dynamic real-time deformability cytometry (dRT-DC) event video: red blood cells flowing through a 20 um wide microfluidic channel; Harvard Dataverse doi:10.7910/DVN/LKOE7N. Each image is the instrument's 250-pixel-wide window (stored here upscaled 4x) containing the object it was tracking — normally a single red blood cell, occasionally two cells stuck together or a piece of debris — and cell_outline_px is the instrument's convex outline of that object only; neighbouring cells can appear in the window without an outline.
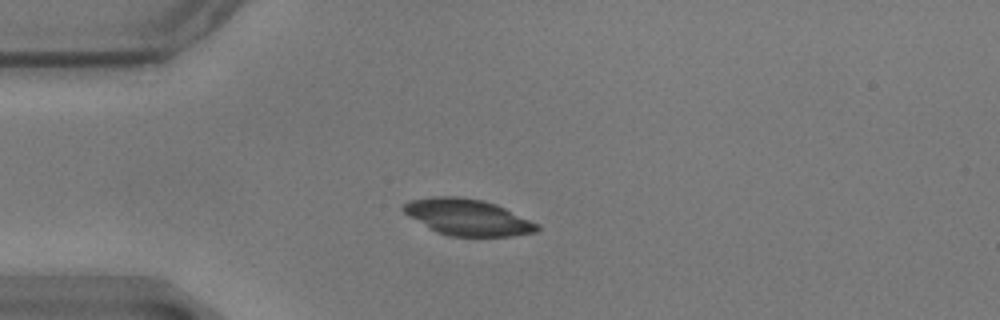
{"species": "common noctule bat (a hibernating species)", "species_latin": "Nyctalus noctula", "temperature_condition": "warm", "stored_images_in_passage": 55, "camera_frame_rate_fps": 3000, "um_per_image_px": 0.085, "animal": {"sex": "male", "body_mass_g": 17.9}, "frame": {"image": 1, "passage_image": 12, "time_ms": 3.667, "image_size_px": [1000, 320], "cell_outline_px": [[540, 228], [536, 232], [512, 236], [448, 236], [436, 232], [408, 216], [400, 208], [408, 200], [432, 196], [460, 196], [484, 200], [496, 204], [540, 224]], "centroid_in_image_um": [39.74, 18.45], "position_along_channel_um": 45.3, "area_um2": 28.55}}
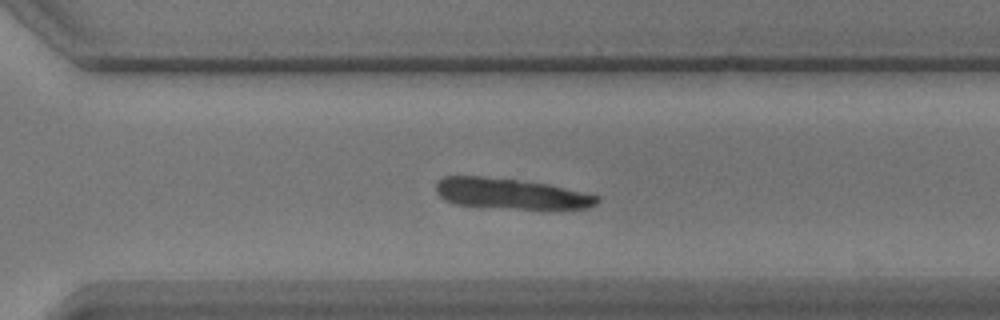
{"frame": {"image": 2, "passage_image": 38, "time_ms": 12.333, "image_size_px": [1000, 320], "cell_outline_px": [[600, 200], [596, 204], [588, 208], [516, 208], [456, 204], [444, 200], [436, 192], [436, 184], [444, 176], [480, 176], [516, 180], [548, 184], [584, 192], [600, 196]], "centroid_in_image_um": [43.42, 16.45], "position_along_channel_um": 327.2, "area_um2": 28.21}}
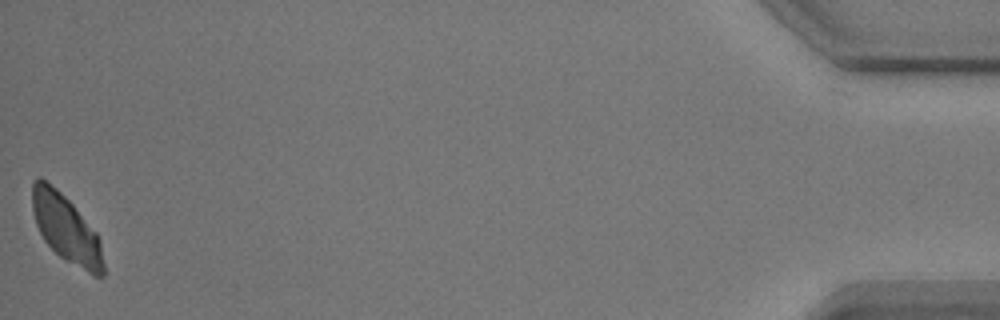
{"frame": {"image": 3, "passage_image": 55, "time_ms": 18.0, "image_size_px": [1000, 320], "cell_outline_px": [[104, 276], [96, 276], [88, 272], [60, 256], [44, 240], [36, 224], [32, 208], [32, 184], [36, 176], [40, 176], [56, 188], [72, 204], [96, 232], [100, 240], [104, 264]], "centroid_in_image_um": [5.61, 19.41], "position_along_channel_um": 429.6, "area_um2": 27.63}, "authors_computed_cell_mechanics": {"area_um2": 29.5936, "velocity_mm_per_s": 3.4571, "shape_relaxation_time_tau1_ms": null, "shape_relaxation_time_tau2_ms": 3.6491, "deformation_change_tau1": null, "deformation_change_tau2": 0.0546}}